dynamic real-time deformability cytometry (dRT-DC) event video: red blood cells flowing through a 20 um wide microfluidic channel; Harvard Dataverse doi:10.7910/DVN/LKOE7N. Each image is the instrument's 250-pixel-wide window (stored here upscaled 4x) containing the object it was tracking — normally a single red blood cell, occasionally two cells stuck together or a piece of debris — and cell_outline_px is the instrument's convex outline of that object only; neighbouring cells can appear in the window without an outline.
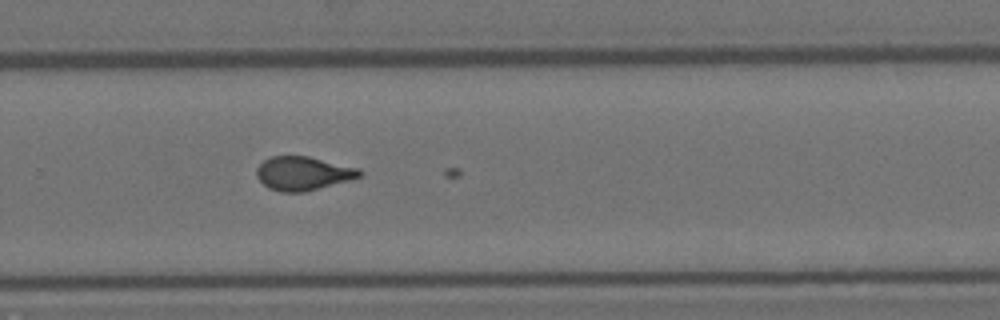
{"species": "Egyptian fruit bat (a non-hibernating species)", "species_latin": "Rousettus aegyptiacus", "temperature_condition": "room temperature", "stored_images_in_passage": 37, "camera_frame_rate_fps": 3000, "um_per_image_px": 0.085, "animal": {"sex": "female"}, "frame": {"image": 1, "passage_image": 36, "time_ms": 11.667, "image_size_px": [1000, 320], "cell_outline_px": [[364, 172], [360, 176], [352, 180], [304, 192], [280, 192], [268, 188], [256, 176], [256, 168], [264, 160], [272, 156], [308, 156], [360, 168]], "centroid_in_image_um": [25.79, 14.74], "position_along_channel_um": 304.0, "area_um2": 20.4}}